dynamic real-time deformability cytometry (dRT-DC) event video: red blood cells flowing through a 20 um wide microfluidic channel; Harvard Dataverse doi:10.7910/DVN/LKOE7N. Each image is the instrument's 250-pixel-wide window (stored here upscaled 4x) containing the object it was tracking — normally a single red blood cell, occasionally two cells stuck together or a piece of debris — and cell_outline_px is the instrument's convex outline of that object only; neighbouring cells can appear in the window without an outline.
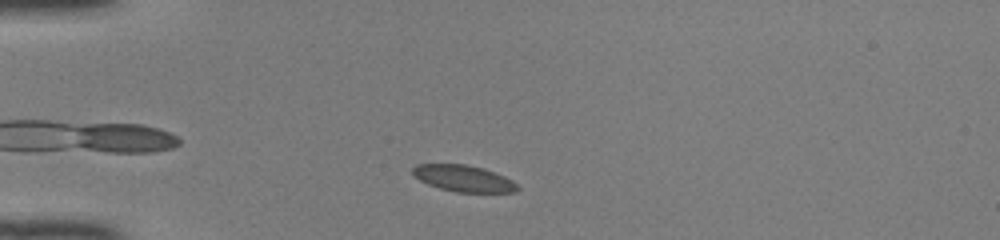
{"species": "common noctule bat (a hibernating species)", "species_latin": "Nyctalus noctula", "temperature_condition": "room temperature", "stored_images_in_passage": 34, "camera_frame_rate_fps": 3000, "um_per_image_px": 0.085, "animal": {"sex": "female", "body_mass_g": 22.0, "forearm_length_mm": 56.7}, "frame": {"image": 1, "passage_image": 5, "time_ms": 1.333, "image_size_px": [1000, 240], "cell_outline_px": [[520, 188], [516, 192], [456, 192], [440, 188], [428, 184], [412, 176], [412, 168], [416, 164], [464, 164], [484, 168], [504, 176], [512, 180]], "centroid_in_image_um": [39.38, 15.16], "position_along_channel_um": 45.6, "area_um2": 16.18}}
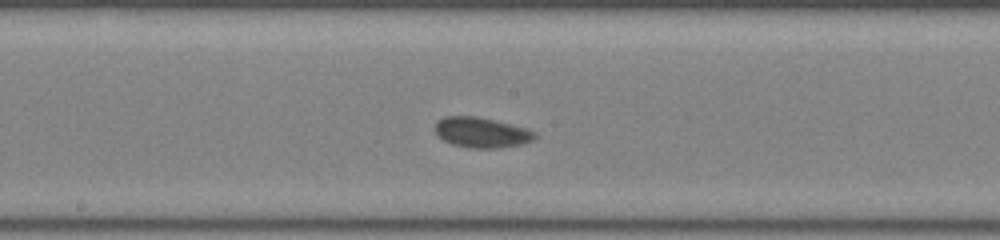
{"frame": {"image": 2, "passage_image": 19, "time_ms": 6.0, "image_size_px": [1000, 240], "cell_outline_px": [[540, 136], [524, 144], [500, 148], [472, 148], [452, 144], [444, 140], [436, 132], [436, 120], [444, 116], [476, 116], [524, 128], [536, 132]], "centroid_in_image_um": [40.95, 11.27], "position_along_channel_um": 207.2, "area_um2": 17.51}}
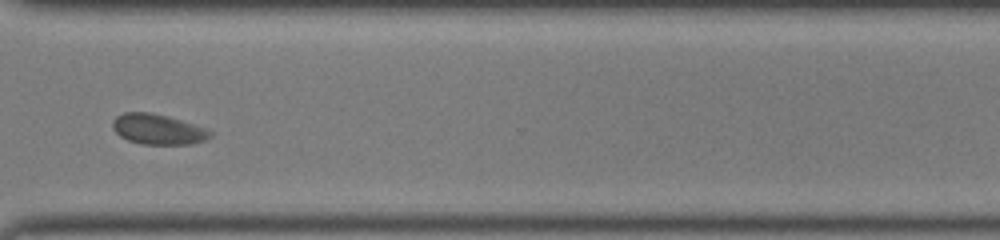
{"frame": {"image": 3, "passage_image": 30, "time_ms": 9.667, "image_size_px": [1000, 240], "cell_outline_px": [[212, 136], [204, 140], [192, 144], [140, 144], [128, 140], [120, 136], [112, 128], [112, 120], [116, 116], [124, 112], [148, 112], [168, 116], [204, 128], [212, 132]], "centroid_in_image_um": [13.38, 10.99], "position_along_channel_um": 357.2, "area_um2": 17.17}, "authors_computed_cell_mechanics": {"area_um2": 17.1666, "velocity_mm_per_s": 4.0618, "shape_relaxation_time_tau1_ms": 2.5724, "shape_relaxation_time_tau2_ms": null, "deformation_change_tau1": 0.0425, "deformation_change_tau2": null}}